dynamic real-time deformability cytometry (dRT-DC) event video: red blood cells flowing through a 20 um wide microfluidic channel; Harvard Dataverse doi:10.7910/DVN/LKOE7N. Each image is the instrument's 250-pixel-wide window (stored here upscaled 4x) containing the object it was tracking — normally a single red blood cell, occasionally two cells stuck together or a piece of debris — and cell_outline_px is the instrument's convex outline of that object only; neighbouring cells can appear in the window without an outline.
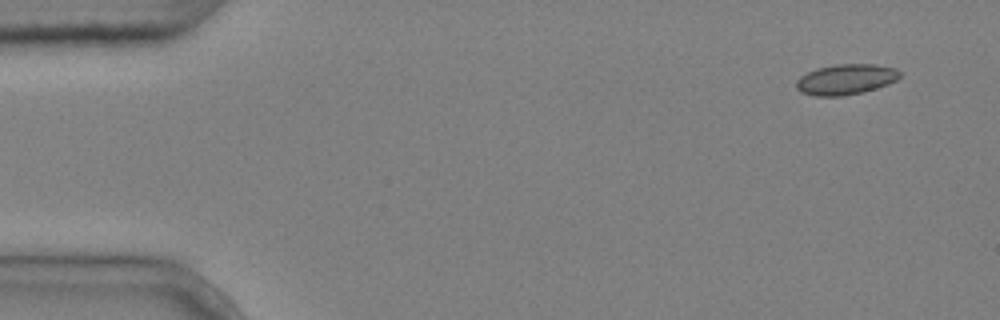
{"species": "common noctule bat (a hibernating species)", "species_latin": "Nyctalus noctula", "temperature_condition": "cold", "stored_images_in_passage": 4, "camera_frame_rate_fps": 3000, "um_per_image_px": 0.085, "animal": {"sex": "male", "body_mass_g": 20.4}, "frame": {"image": 1, "passage_image": 1, "time_ms": 0.0, "image_size_px": [1000, 320], "cell_outline_px": [[900, 76], [896, 80], [888, 84], [864, 92], [844, 96], [812, 96], [800, 92], [796, 88], [796, 80], [800, 76], [816, 68], [836, 64], [872, 64], [896, 68], [900, 72]], "centroid_in_image_um": [71.87, 6.75], "position_along_channel_um": 13.1, "area_um2": 18.55}}
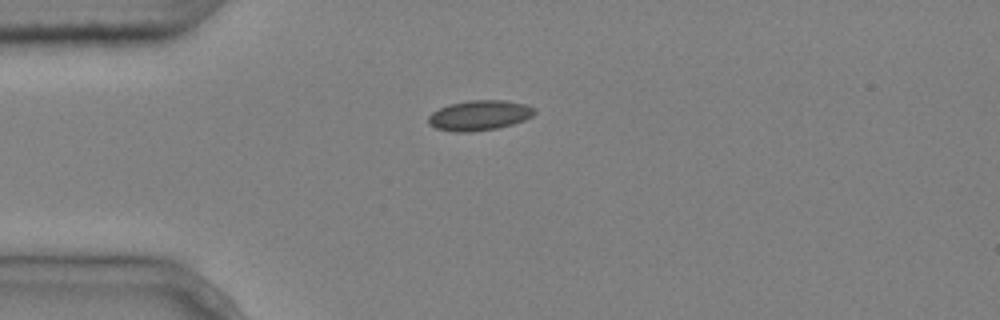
{"frame": {"image": 2, "passage_image": 4, "time_ms": 1.0, "image_size_px": [1000, 320], "cell_outline_px": [[536, 112], [532, 116], [524, 120], [512, 124], [496, 128], [472, 132], [456, 132], [436, 128], [428, 124], [428, 116], [432, 112], [448, 104], [468, 100], [504, 100], [524, 104], [536, 108]], "centroid_in_image_um": [40.74, 9.8], "position_along_channel_um": 44.3, "area_um2": 18.67}}